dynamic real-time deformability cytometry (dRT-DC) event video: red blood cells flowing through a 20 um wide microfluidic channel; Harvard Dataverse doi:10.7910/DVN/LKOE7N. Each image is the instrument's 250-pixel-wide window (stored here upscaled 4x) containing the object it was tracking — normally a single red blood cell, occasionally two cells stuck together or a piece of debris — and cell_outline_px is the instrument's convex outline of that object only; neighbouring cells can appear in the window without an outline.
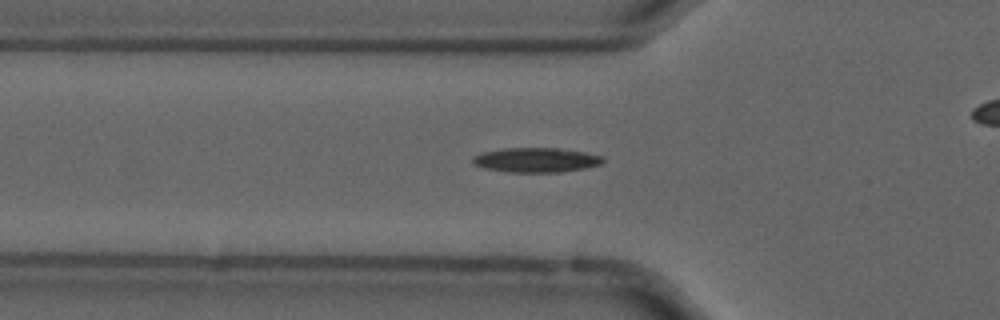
{"species": "common noctule bat (a hibernating species)", "species_latin": "Nyctalus noctula", "temperature_condition": "cold", "stored_images_in_passage": 36, "camera_frame_rate_fps": 3000, "um_per_image_px": 0.085, "animal": {"sex": "male", "forearm_length_mm": 52.5}, "frame": {"image": 1, "passage_image": 7, "time_ms": 2.0, "image_size_px": [1000, 320], "cell_outline_px": [[604, 160], [600, 164], [584, 168], [560, 172], [508, 172], [484, 168], [472, 164], [472, 156], [480, 152], [504, 148], [560, 148], [584, 152], [604, 156]], "centroid_in_image_um": [45.52, 13.59], "position_along_channel_um": 80.3, "area_um2": 18.79}}
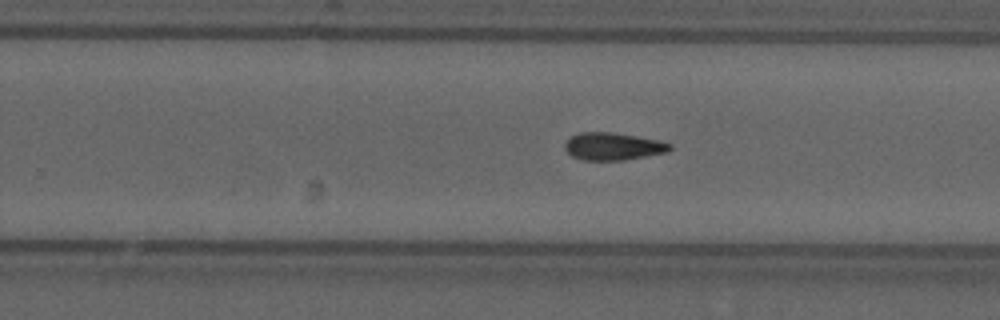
{"frame": {"image": 2, "passage_image": 23, "time_ms": 7.333, "image_size_px": [1000, 320], "cell_outline_px": [[672, 148], [668, 152], [624, 160], [584, 160], [572, 156], [564, 148], [564, 144], [572, 136], [580, 132], [612, 132], [660, 140], [672, 144]], "centroid_in_image_um": [52.13, 12.44], "position_along_channel_um": 277.7, "area_um2": 16.82}}
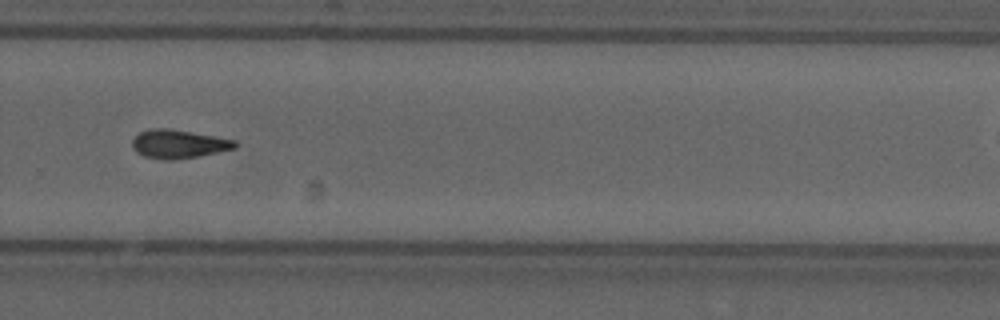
{"frame": {"image": 3, "passage_image": 26, "time_ms": 8.333, "image_size_px": [1000, 320], "cell_outline_px": [[236, 148], [196, 156], [172, 160], [168, 160], [144, 156], [136, 152], [132, 148], [132, 140], [140, 132], [148, 128], [168, 128], [236, 140]], "centroid_in_image_um": [15.13, 12.23], "position_along_channel_um": 314.7, "area_um2": 16.88}, "authors_computed_cell_mechanics": {"area_um2": 17.0221, "velocity_mm_per_s": 3.6995, "shape_relaxation_time_tau1_ms": 7.2624, "shape_relaxation_time_tau2_ms": null, "deformation_change_tau1": 0.1645, "deformation_change_tau2": null}}